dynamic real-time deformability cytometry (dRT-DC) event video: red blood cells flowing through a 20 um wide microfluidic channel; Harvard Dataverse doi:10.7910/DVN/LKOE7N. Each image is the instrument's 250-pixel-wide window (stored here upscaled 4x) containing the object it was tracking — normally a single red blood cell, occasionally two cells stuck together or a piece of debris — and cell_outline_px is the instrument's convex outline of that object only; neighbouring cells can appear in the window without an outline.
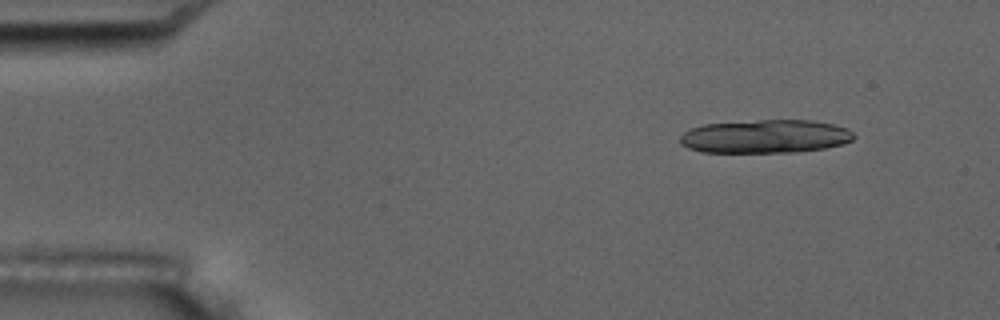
{"species": "common noctule bat (a hibernating species)", "species_latin": "Nyctalus noctula", "temperature_condition": "room temperature", "stored_images_in_passage": 5, "camera_frame_rate_fps": 3000, "um_per_image_px": 0.085, "animal": {"sex": "male", "body_mass_g": 17.5, "forearm_length_mm": 52.3}, "frame": {"image": 1, "passage_image": 1, "time_ms": 0.0, "image_size_px": [1000, 320], "cell_outline_px": [[856, 136], [852, 140], [844, 144], [824, 148], [796, 152], [700, 152], [688, 148], [680, 144], [680, 136], [684, 132], [692, 128], [704, 124], [760, 120], [812, 120], [832, 124], [848, 128]], "centroid_in_image_um": [65.06, 11.6], "position_along_channel_um": 19.9, "area_um2": 33.93}}